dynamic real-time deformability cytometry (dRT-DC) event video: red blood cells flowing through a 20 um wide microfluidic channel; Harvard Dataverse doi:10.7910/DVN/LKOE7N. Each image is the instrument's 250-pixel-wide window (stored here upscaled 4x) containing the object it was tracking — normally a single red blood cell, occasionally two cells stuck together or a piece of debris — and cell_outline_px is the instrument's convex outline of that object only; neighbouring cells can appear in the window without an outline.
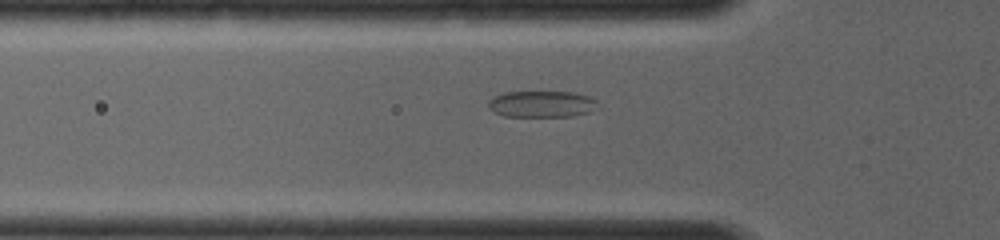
{"species": "common noctule bat (a hibernating species)", "species_latin": "Nyctalus noctula", "temperature_condition": "room temperature", "stored_images_in_passage": 38, "camera_frame_rate_fps": 4000, "um_per_image_px": 0.085, "animal": {"sex": "female", "body_mass_g": 19.0, "forearm_length_mm": 56.7}, "frame": {"image": 1, "passage_image": 4, "time_ms": 0.75, "image_size_px": [1000, 240], "cell_outline_px": [[596, 100], [588, 112], [572, 116], [504, 116], [488, 108], [488, 100], [504, 92], [572, 92], [588, 96]], "centroid_in_image_um": [45.96, 8.84], "position_along_channel_um": 79.8, "area_um2": 16.42}}
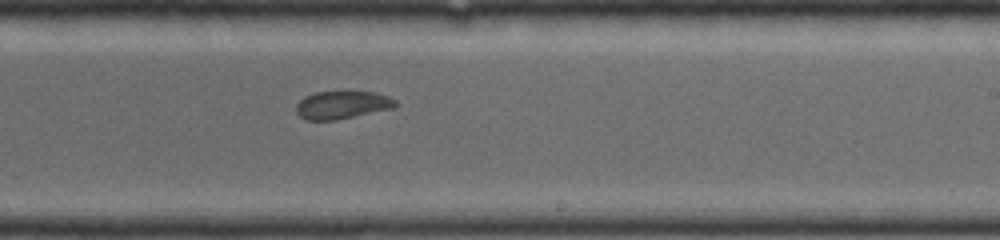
{"frame": {"image": 2, "passage_image": 19, "time_ms": 4.5, "image_size_px": [1000, 240], "cell_outline_px": [[396, 104], [392, 108], [336, 120], [304, 120], [296, 112], [296, 104], [304, 96], [316, 92], [376, 92], [388, 96], [396, 100]], "centroid_in_image_um": [29.04, 8.92], "position_along_channel_um": 260.0, "area_um2": 16.01}}
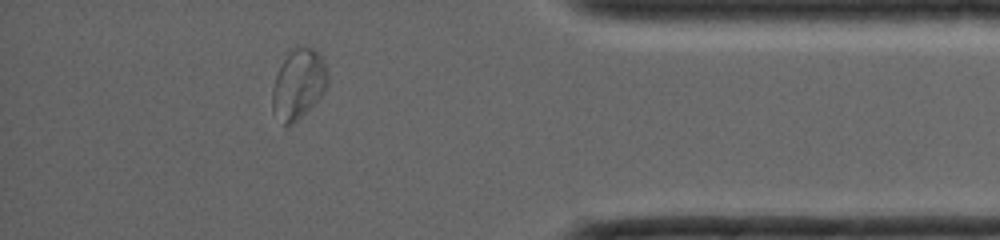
{"frame": {"image": 3, "passage_image": 33, "time_ms": 8.0, "image_size_px": [1000, 240], "cell_outline_px": [[328, 84], [324, 92], [288, 128], [272, 112], [272, 88], [276, 76], [288, 52], [296, 44], [312, 48], [324, 56], [328, 76]], "centroid_in_image_um": [25.38, 7.09], "position_along_channel_um": 409.8, "area_um2": 22.6}}